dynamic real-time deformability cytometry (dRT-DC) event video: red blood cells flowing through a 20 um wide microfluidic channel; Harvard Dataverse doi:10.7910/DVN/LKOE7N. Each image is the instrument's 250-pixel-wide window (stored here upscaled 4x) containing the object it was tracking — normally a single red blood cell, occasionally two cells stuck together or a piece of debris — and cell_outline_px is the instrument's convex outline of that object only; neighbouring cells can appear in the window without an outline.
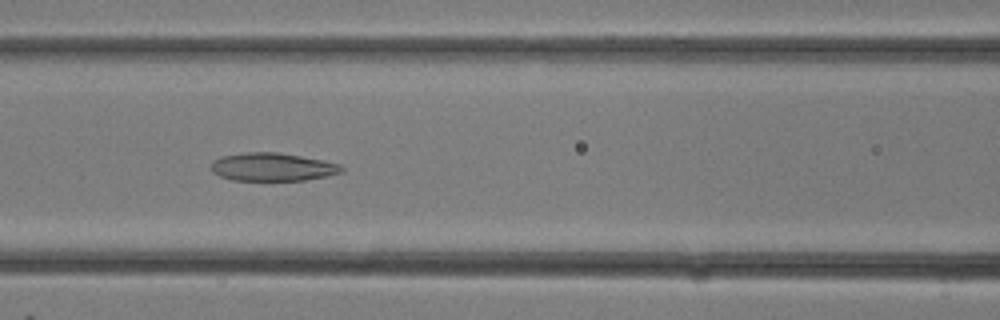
{"species": "common noctule bat (a hibernating species)", "species_latin": "Nyctalus noctula", "temperature_condition": "room temperature", "stored_images_in_passage": 17, "camera_frame_rate_fps": 3000, "um_per_image_px": 0.085, "animal": {"sex": "female"}, "frame": {"image": 1, "passage_image": 12, "time_ms": 3.667, "image_size_px": [1000, 320], "cell_outline_px": [[344, 172], [304, 180], [232, 180], [220, 176], [212, 172], [212, 160], [224, 156], [244, 152], [280, 152], [340, 164], [344, 168]], "centroid_in_image_um": [23.15, 14.19], "position_along_channel_um": 143.5, "area_um2": 21.21}}
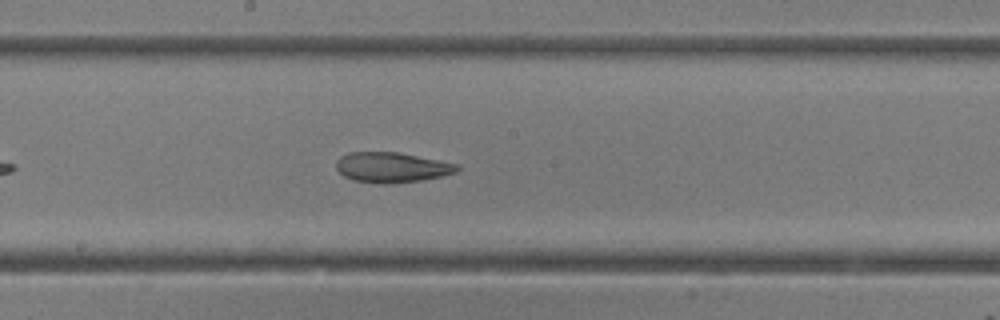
{"frame": {"image": 2, "passage_image": 15, "time_ms": 4.667, "image_size_px": [1000, 320], "cell_outline_px": [[460, 168], [456, 172], [444, 176], [420, 180], [384, 184], [380, 184], [352, 180], [344, 176], [336, 168], [336, 160], [340, 156], [348, 152], [400, 152], [460, 164]], "centroid_in_image_um": [33.31, 14.22], "position_along_channel_um": 214.9, "area_um2": 21.5}}
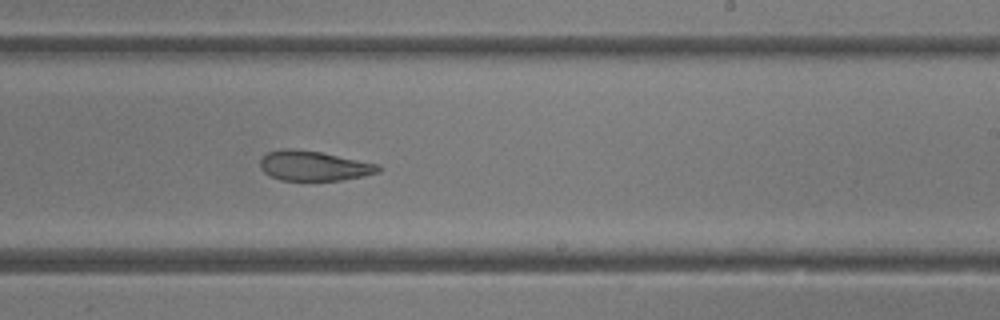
{"frame": {"image": 3, "passage_image": 17, "time_ms": 5.333, "image_size_px": [1000, 320], "cell_outline_px": [[380, 172], [364, 176], [340, 180], [280, 180], [264, 172], [260, 168], [260, 160], [268, 152], [284, 148], [292, 148], [320, 152], [380, 164]], "centroid_in_image_um": [26.69, 14.09], "position_along_channel_um": 262.3, "area_um2": 20.52}}